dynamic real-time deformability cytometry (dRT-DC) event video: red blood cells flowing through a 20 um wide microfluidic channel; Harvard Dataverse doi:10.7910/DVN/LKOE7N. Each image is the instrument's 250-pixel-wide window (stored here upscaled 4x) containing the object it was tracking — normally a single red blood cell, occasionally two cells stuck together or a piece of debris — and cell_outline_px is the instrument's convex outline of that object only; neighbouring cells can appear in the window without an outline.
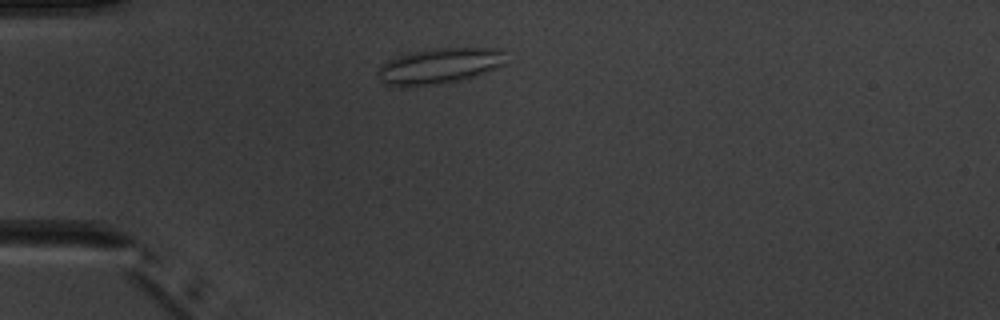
{"species": "common noctule bat (a hibernating species)", "species_latin": "Nyctalus noctula", "temperature_condition": "warm", "stored_images_in_passage": 5, "camera_frame_rate_fps": 3000, "um_per_image_px": 0.085, "animal": {"sex": "male", "body_mass_g": 20.1, "forearm_length_mm": 53.5}, "frame": {"image": 1, "passage_image": 5, "time_ms": 5.667, "image_size_px": [1000, 320], "cell_outline_px": [[508, 64], [488, 72], [460, 80], [440, 84], [384, 84], [380, 80], [376, 72], [380, 64], [388, 60], [412, 52], [432, 48], [500, 48], [504, 52]], "centroid_in_image_um": [37.43, 5.57], "position_along_channel_um": 47.6, "area_um2": 26.41}}